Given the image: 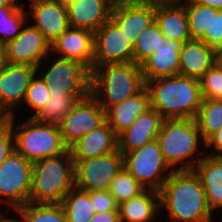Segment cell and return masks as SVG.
Wrapping results in <instances>:
<instances>
[{
  "label": "cell",
  "mask_w": 222,
  "mask_h": 222,
  "mask_svg": "<svg viewBox=\"0 0 222 222\" xmlns=\"http://www.w3.org/2000/svg\"><path fill=\"white\" fill-rule=\"evenodd\" d=\"M159 193L161 217L167 215L169 222H214L201 180L194 170L173 171Z\"/></svg>",
  "instance_id": "cell-1"
},
{
  "label": "cell",
  "mask_w": 222,
  "mask_h": 222,
  "mask_svg": "<svg viewBox=\"0 0 222 222\" xmlns=\"http://www.w3.org/2000/svg\"><path fill=\"white\" fill-rule=\"evenodd\" d=\"M151 108L164 119H195L202 104L200 82L182 75L146 82Z\"/></svg>",
  "instance_id": "cell-2"
},
{
  "label": "cell",
  "mask_w": 222,
  "mask_h": 222,
  "mask_svg": "<svg viewBox=\"0 0 222 222\" xmlns=\"http://www.w3.org/2000/svg\"><path fill=\"white\" fill-rule=\"evenodd\" d=\"M156 139L173 171L193 170L206 155L205 141L195 119H164Z\"/></svg>",
  "instance_id": "cell-3"
},
{
  "label": "cell",
  "mask_w": 222,
  "mask_h": 222,
  "mask_svg": "<svg viewBox=\"0 0 222 222\" xmlns=\"http://www.w3.org/2000/svg\"><path fill=\"white\" fill-rule=\"evenodd\" d=\"M145 86L141 67L134 62L93 65L91 70L90 94L105 111Z\"/></svg>",
  "instance_id": "cell-4"
},
{
  "label": "cell",
  "mask_w": 222,
  "mask_h": 222,
  "mask_svg": "<svg viewBox=\"0 0 222 222\" xmlns=\"http://www.w3.org/2000/svg\"><path fill=\"white\" fill-rule=\"evenodd\" d=\"M20 116H7L6 122L13 132L15 151L25 159L34 163L44 158L61 155L68 150L63 142L59 125L38 122L33 117L17 121Z\"/></svg>",
  "instance_id": "cell-5"
},
{
  "label": "cell",
  "mask_w": 222,
  "mask_h": 222,
  "mask_svg": "<svg viewBox=\"0 0 222 222\" xmlns=\"http://www.w3.org/2000/svg\"><path fill=\"white\" fill-rule=\"evenodd\" d=\"M74 187V160L69 149L33 163L30 202L62 203Z\"/></svg>",
  "instance_id": "cell-6"
},
{
  "label": "cell",
  "mask_w": 222,
  "mask_h": 222,
  "mask_svg": "<svg viewBox=\"0 0 222 222\" xmlns=\"http://www.w3.org/2000/svg\"><path fill=\"white\" fill-rule=\"evenodd\" d=\"M37 74L48 84L50 96H87L90 93L91 71L78 61L50 53L37 66Z\"/></svg>",
  "instance_id": "cell-7"
},
{
  "label": "cell",
  "mask_w": 222,
  "mask_h": 222,
  "mask_svg": "<svg viewBox=\"0 0 222 222\" xmlns=\"http://www.w3.org/2000/svg\"><path fill=\"white\" fill-rule=\"evenodd\" d=\"M32 167L15 150L0 165V205L9 213L30 202Z\"/></svg>",
  "instance_id": "cell-8"
},
{
  "label": "cell",
  "mask_w": 222,
  "mask_h": 222,
  "mask_svg": "<svg viewBox=\"0 0 222 222\" xmlns=\"http://www.w3.org/2000/svg\"><path fill=\"white\" fill-rule=\"evenodd\" d=\"M123 167L146 189L158 192L173 172L164 160L157 139L123 154Z\"/></svg>",
  "instance_id": "cell-9"
},
{
  "label": "cell",
  "mask_w": 222,
  "mask_h": 222,
  "mask_svg": "<svg viewBox=\"0 0 222 222\" xmlns=\"http://www.w3.org/2000/svg\"><path fill=\"white\" fill-rule=\"evenodd\" d=\"M123 168L119 150L86 160H74L75 187L86 191H106Z\"/></svg>",
  "instance_id": "cell-10"
},
{
  "label": "cell",
  "mask_w": 222,
  "mask_h": 222,
  "mask_svg": "<svg viewBox=\"0 0 222 222\" xmlns=\"http://www.w3.org/2000/svg\"><path fill=\"white\" fill-rule=\"evenodd\" d=\"M51 53V44L29 22L21 33L3 45V61L6 64L37 66Z\"/></svg>",
  "instance_id": "cell-11"
},
{
  "label": "cell",
  "mask_w": 222,
  "mask_h": 222,
  "mask_svg": "<svg viewBox=\"0 0 222 222\" xmlns=\"http://www.w3.org/2000/svg\"><path fill=\"white\" fill-rule=\"evenodd\" d=\"M106 121L105 110L89 93L77 101L59 124L64 144L69 148L77 140Z\"/></svg>",
  "instance_id": "cell-12"
},
{
  "label": "cell",
  "mask_w": 222,
  "mask_h": 222,
  "mask_svg": "<svg viewBox=\"0 0 222 222\" xmlns=\"http://www.w3.org/2000/svg\"><path fill=\"white\" fill-rule=\"evenodd\" d=\"M134 62L133 44L110 18L94 32L93 65Z\"/></svg>",
  "instance_id": "cell-13"
},
{
  "label": "cell",
  "mask_w": 222,
  "mask_h": 222,
  "mask_svg": "<svg viewBox=\"0 0 222 222\" xmlns=\"http://www.w3.org/2000/svg\"><path fill=\"white\" fill-rule=\"evenodd\" d=\"M36 74L37 68L33 66L6 63L0 66V109L7 116L20 113L26 91Z\"/></svg>",
  "instance_id": "cell-14"
},
{
  "label": "cell",
  "mask_w": 222,
  "mask_h": 222,
  "mask_svg": "<svg viewBox=\"0 0 222 222\" xmlns=\"http://www.w3.org/2000/svg\"><path fill=\"white\" fill-rule=\"evenodd\" d=\"M27 4L28 22L37 28L50 44L70 27L65 0H29Z\"/></svg>",
  "instance_id": "cell-15"
},
{
  "label": "cell",
  "mask_w": 222,
  "mask_h": 222,
  "mask_svg": "<svg viewBox=\"0 0 222 222\" xmlns=\"http://www.w3.org/2000/svg\"><path fill=\"white\" fill-rule=\"evenodd\" d=\"M111 19L134 45L140 33L155 21V4L135 0L115 1Z\"/></svg>",
  "instance_id": "cell-16"
},
{
  "label": "cell",
  "mask_w": 222,
  "mask_h": 222,
  "mask_svg": "<svg viewBox=\"0 0 222 222\" xmlns=\"http://www.w3.org/2000/svg\"><path fill=\"white\" fill-rule=\"evenodd\" d=\"M51 53L78 61L91 71L94 61V32L69 27L51 44Z\"/></svg>",
  "instance_id": "cell-17"
},
{
  "label": "cell",
  "mask_w": 222,
  "mask_h": 222,
  "mask_svg": "<svg viewBox=\"0 0 222 222\" xmlns=\"http://www.w3.org/2000/svg\"><path fill=\"white\" fill-rule=\"evenodd\" d=\"M72 28L98 30L111 18L115 0H65Z\"/></svg>",
  "instance_id": "cell-18"
},
{
  "label": "cell",
  "mask_w": 222,
  "mask_h": 222,
  "mask_svg": "<svg viewBox=\"0 0 222 222\" xmlns=\"http://www.w3.org/2000/svg\"><path fill=\"white\" fill-rule=\"evenodd\" d=\"M183 45L182 41L161 37L158 49L140 64L145 83L160 77L179 75V57Z\"/></svg>",
  "instance_id": "cell-19"
},
{
  "label": "cell",
  "mask_w": 222,
  "mask_h": 222,
  "mask_svg": "<svg viewBox=\"0 0 222 222\" xmlns=\"http://www.w3.org/2000/svg\"><path fill=\"white\" fill-rule=\"evenodd\" d=\"M164 118L153 108L140 114L131 126L118 136V150L123 155L141 148L157 138Z\"/></svg>",
  "instance_id": "cell-20"
},
{
  "label": "cell",
  "mask_w": 222,
  "mask_h": 222,
  "mask_svg": "<svg viewBox=\"0 0 222 222\" xmlns=\"http://www.w3.org/2000/svg\"><path fill=\"white\" fill-rule=\"evenodd\" d=\"M73 160H86L118 150V136L105 121L77 140L69 148Z\"/></svg>",
  "instance_id": "cell-21"
},
{
  "label": "cell",
  "mask_w": 222,
  "mask_h": 222,
  "mask_svg": "<svg viewBox=\"0 0 222 222\" xmlns=\"http://www.w3.org/2000/svg\"><path fill=\"white\" fill-rule=\"evenodd\" d=\"M151 108L150 93L145 86L139 93L128 97L105 111L106 122L119 136L135 119Z\"/></svg>",
  "instance_id": "cell-22"
},
{
  "label": "cell",
  "mask_w": 222,
  "mask_h": 222,
  "mask_svg": "<svg viewBox=\"0 0 222 222\" xmlns=\"http://www.w3.org/2000/svg\"><path fill=\"white\" fill-rule=\"evenodd\" d=\"M155 22L166 38L184 43L192 40L186 8L181 1L155 4Z\"/></svg>",
  "instance_id": "cell-23"
},
{
  "label": "cell",
  "mask_w": 222,
  "mask_h": 222,
  "mask_svg": "<svg viewBox=\"0 0 222 222\" xmlns=\"http://www.w3.org/2000/svg\"><path fill=\"white\" fill-rule=\"evenodd\" d=\"M216 50L201 40L184 43L179 57V75L199 80L214 65Z\"/></svg>",
  "instance_id": "cell-24"
},
{
  "label": "cell",
  "mask_w": 222,
  "mask_h": 222,
  "mask_svg": "<svg viewBox=\"0 0 222 222\" xmlns=\"http://www.w3.org/2000/svg\"><path fill=\"white\" fill-rule=\"evenodd\" d=\"M205 191L208 207L222 209V156L205 155L194 167Z\"/></svg>",
  "instance_id": "cell-25"
},
{
  "label": "cell",
  "mask_w": 222,
  "mask_h": 222,
  "mask_svg": "<svg viewBox=\"0 0 222 222\" xmlns=\"http://www.w3.org/2000/svg\"><path fill=\"white\" fill-rule=\"evenodd\" d=\"M118 210L120 222H157L161 217L160 193L146 189L139 196L118 205Z\"/></svg>",
  "instance_id": "cell-26"
},
{
  "label": "cell",
  "mask_w": 222,
  "mask_h": 222,
  "mask_svg": "<svg viewBox=\"0 0 222 222\" xmlns=\"http://www.w3.org/2000/svg\"><path fill=\"white\" fill-rule=\"evenodd\" d=\"M68 222H90L95 214L88 192L72 188L61 203Z\"/></svg>",
  "instance_id": "cell-27"
},
{
  "label": "cell",
  "mask_w": 222,
  "mask_h": 222,
  "mask_svg": "<svg viewBox=\"0 0 222 222\" xmlns=\"http://www.w3.org/2000/svg\"><path fill=\"white\" fill-rule=\"evenodd\" d=\"M26 3L22 6H0V45L15 39L28 22Z\"/></svg>",
  "instance_id": "cell-28"
},
{
  "label": "cell",
  "mask_w": 222,
  "mask_h": 222,
  "mask_svg": "<svg viewBox=\"0 0 222 222\" xmlns=\"http://www.w3.org/2000/svg\"><path fill=\"white\" fill-rule=\"evenodd\" d=\"M195 121L202 139L206 141L222 127V100L203 98Z\"/></svg>",
  "instance_id": "cell-29"
},
{
  "label": "cell",
  "mask_w": 222,
  "mask_h": 222,
  "mask_svg": "<svg viewBox=\"0 0 222 222\" xmlns=\"http://www.w3.org/2000/svg\"><path fill=\"white\" fill-rule=\"evenodd\" d=\"M84 97L86 96H50L33 118L38 122L59 125L77 101Z\"/></svg>",
  "instance_id": "cell-30"
},
{
  "label": "cell",
  "mask_w": 222,
  "mask_h": 222,
  "mask_svg": "<svg viewBox=\"0 0 222 222\" xmlns=\"http://www.w3.org/2000/svg\"><path fill=\"white\" fill-rule=\"evenodd\" d=\"M18 211L25 222H68L61 203L28 202Z\"/></svg>",
  "instance_id": "cell-31"
},
{
  "label": "cell",
  "mask_w": 222,
  "mask_h": 222,
  "mask_svg": "<svg viewBox=\"0 0 222 222\" xmlns=\"http://www.w3.org/2000/svg\"><path fill=\"white\" fill-rule=\"evenodd\" d=\"M186 8L189 31L193 40H201L210 31L212 8L192 0H180Z\"/></svg>",
  "instance_id": "cell-32"
},
{
  "label": "cell",
  "mask_w": 222,
  "mask_h": 222,
  "mask_svg": "<svg viewBox=\"0 0 222 222\" xmlns=\"http://www.w3.org/2000/svg\"><path fill=\"white\" fill-rule=\"evenodd\" d=\"M146 190L124 167L111 182L108 191L117 205L139 196Z\"/></svg>",
  "instance_id": "cell-33"
},
{
  "label": "cell",
  "mask_w": 222,
  "mask_h": 222,
  "mask_svg": "<svg viewBox=\"0 0 222 222\" xmlns=\"http://www.w3.org/2000/svg\"><path fill=\"white\" fill-rule=\"evenodd\" d=\"M161 37H165L154 21L148 28L140 33L133 45L134 63L141 64L153 54L161 44Z\"/></svg>",
  "instance_id": "cell-34"
},
{
  "label": "cell",
  "mask_w": 222,
  "mask_h": 222,
  "mask_svg": "<svg viewBox=\"0 0 222 222\" xmlns=\"http://www.w3.org/2000/svg\"><path fill=\"white\" fill-rule=\"evenodd\" d=\"M50 97L48 84L36 74L31 80L29 87L26 91L25 98L21 107H26L28 117H34L47 103ZM33 111V112H32ZM32 112V114H30Z\"/></svg>",
  "instance_id": "cell-35"
},
{
  "label": "cell",
  "mask_w": 222,
  "mask_h": 222,
  "mask_svg": "<svg viewBox=\"0 0 222 222\" xmlns=\"http://www.w3.org/2000/svg\"><path fill=\"white\" fill-rule=\"evenodd\" d=\"M204 99L222 100V73L213 65L199 79Z\"/></svg>",
  "instance_id": "cell-36"
},
{
  "label": "cell",
  "mask_w": 222,
  "mask_h": 222,
  "mask_svg": "<svg viewBox=\"0 0 222 222\" xmlns=\"http://www.w3.org/2000/svg\"><path fill=\"white\" fill-rule=\"evenodd\" d=\"M201 41L217 52H222V10L212 8L211 28L210 31H206Z\"/></svg>",
  "instance_id": "cell-37"
},
{
  "label": "cell",
  "mask_w": 222,
  "mask_h": 222,
  "mask_svg": "<svg viewBox=\"0 0 222 222\" xmlns=\"http://www.w3.org/2000/svg\"><path fill=\"white\" fill-rule=\"evenodd\" d=\"M88 193L90 195L91 203L93 204L95 213L119 211L114 197L109 193L108 190L91 191Z\"/></svg>",
  "instance_id": "cell-38"
},
{
  "label": "cell",
  "mask_w": 222,
  "mask_h": 222,
  "mask_svg": "<svg viewBox=\"0 0 222 222\" xmlns=\"http://www.w3.org/2000/svg\"><path fill=\"white\" fill-rule=\"evenodd\" d=\"M15 150L11 126L5 122L0 127V165Z\"/></svg>",
  "instance_id": "cell-39"
},
{
  "label": "cell",
  "mask_w": 222,
  "mask_h": 222,
  "mask_svg": "<svg viewBox=\"0 0 222 222\" xmlns=\"http://www.w3.org/2000/svg\"><path fill=\"white\" fill-rule=\"evenodd\" d=\"M205 151L208 156H222V127L205 141Z\"/></svg>",
  "instance_id": "cell-40"
},
{
  "label": "cell",
  "mask_w": 222,
  "mask_h": 222,
  "mask_svg": "<svg viewBox=\"0 0 222 222\" xmlns=\"http://www.w3.org/2000/svg\"><path fill=\"white\" fill-rule=\"evenodd\" d=\"M90 222H120L119 211H106L95 213Z\"/></svg>",
  "instance_id": "cell-41"
},
{
  "label": "cell",
  "mask_w": 222,
  "mask_h": 222,
  "mask_svg": "<svg viewBox=\"0 0 222 222\" xmlns=\"http://www.w3.org/2000/svg\"><path fill=\"white\" fill-rule=\"evenodd\" d=\"M11 212L13 214L11 213V215H9L8 212L3 211V213L0 215V222H25V219L22 217V215L20 214L18 210H11Z\"/></svg>",
  "instance_id": "cell-42"
},
{
  "label": "cell",
  "mask_w": 222,
  "mask_h": 222,
  "mask_svg": "<svg viewBox=\"0 0 222 222\" xmlns=\"http://www.w3.org/2000/svg\"><path fill=\"white\" fill-rule=\"evenodd\" d=\"M204 6H209L216 10H222V0H192Z\"/></svg>",
  "instance_id": "cell-43"
},
{
  "label": "cell",
  "mask_w": 222,
  "mask_h": 222,
  "mask_svg": "<svg viewBox=\"0 0 222 222\" xmlns=\"http://www.w3.org/2000/svg\"><path fill=\"white\" fill-rule=\"evenodd\" d=\"M20 0H0V6H22Z\"/></svg>",
  "instance_id": "cell-44"
},
{
  "label": "cell",
  "mask_w": 222,
  "mask_h": 222,
  "mask_svg": "<svg viewBox=\"0 0 222 222\" xmlns=\"http://www.w3.org/2000/svg\"><path fill=\"white\" fill-rule=\"evenodd\" d=\"M141 3H154V4H158V3H175L178 2L180 0H135Z\"/></svg>",
  "instance_id": "cell-45"
},
{
  "label": "cell",
  "mask_w": 222,
  "mask_h": 222,
  "mask_svg": "<svg viewBox=\"0 0 222 222\" xmlns=\"http://www.w3.org/2000/svg\"><path fill=\"white\" fill-rule=\"evenodd\" d=\"M214 65L220 70L222 73V52H216Z\"/></svg>",
  "instance_id": "cell-46"
},
{
  "label": "cell",
  "mask_w": 222,
  "mask_h": 222,
  "mask_svg": "<svg viewBox=\"0 0 222 222\" xmlns=\"http://www.w3.org/2000/svg\"><path fill=\"white\" fill-rule=\"evenodd\" d=\"M7 121V115L0 109V127Z\"/></svg>",
  "instance_id": "cell-47"
},
{
  "label": "cell",
  "mask_w": 222,
  "mask_h": 222,
  "mask_svg": "<svg viewBox=\"0 0 222 222\" xmlns=\"http://www.w3.org/2000/svg\"><path fill=\"white\" fill-rule=\"evenodd\" d=\"M4 63L3 61V46L0 45V66Z\"/></svg>",
  "instance_id": "cell-48"
},
{
  "label": "cell",
  "mask_w": 222,
  "mask_h": 222,
  "mask_svg": "<svg viewBox=\"0 0 222 222\" xmlns=\"http://www.w3.org/2000/svg\"><path fill=\"white\" fill-rule=\"evenodd\" d=\"M2 210V211H1ZM3 211H7V210H4L3 208H1L0 206V215L3 213Z\"/></svg>",
  "instance_id": "cell-49"
},
{
  "label": "cell",
  "mask_w": 222,
  "mask_h": 222,
  "mask_svg": "<svg viewBox=\"0 0 222 222\" xmlns=\"http://www.w3.org/2000/svg\"><path fill=\"white\" fill-rule=\"evenodd\" d=\"M115 1H132V0H115Z\"/></svg>",
  "instance_id": "cell-50"
}]
</instances>
